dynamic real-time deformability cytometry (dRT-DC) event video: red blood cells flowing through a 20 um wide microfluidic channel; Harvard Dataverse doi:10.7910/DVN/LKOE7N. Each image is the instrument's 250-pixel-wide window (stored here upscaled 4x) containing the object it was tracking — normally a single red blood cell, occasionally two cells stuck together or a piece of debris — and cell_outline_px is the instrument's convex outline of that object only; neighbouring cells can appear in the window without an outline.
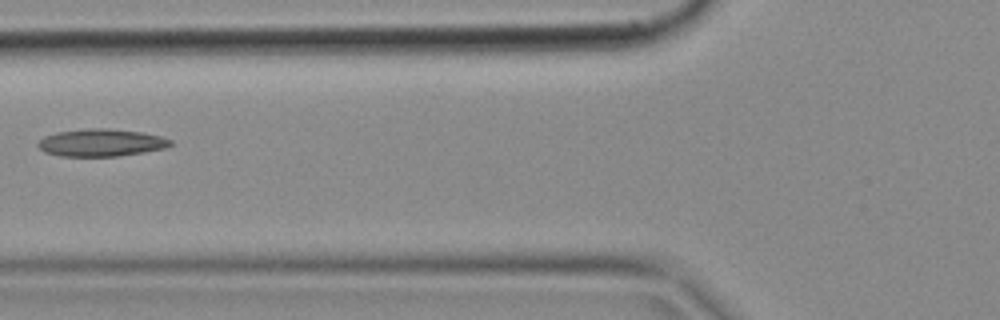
{"species": "common noctule bat (a hibernating species)", "species_latin": "Nyctalus noctula", "temperature_condition": "cold", "stored_images_in_passage": 4, "camera_frame_rate_fps": 3000, "um_per_image_px": 0.085, "animal": {"sex": "female", "body_mass_g": 18.4}, "frame": {"image": 1, "passage_image": 3, "time_ms": 0.667, "image_size_px": [1000, 320], "cell_outline_px": [[172, 144], [164, 148], [144, 152], [120, 156], [60, 156], [44, 152], [36, 144], [44, 136], [56, 132], [84, 128], [108, 128], [140, 132], [160, 136], [172, 140]], "centroid_in_image_um": [8.57, 12.12], "position_along_channel_um": 117.2, "area_um2": 21.21}}
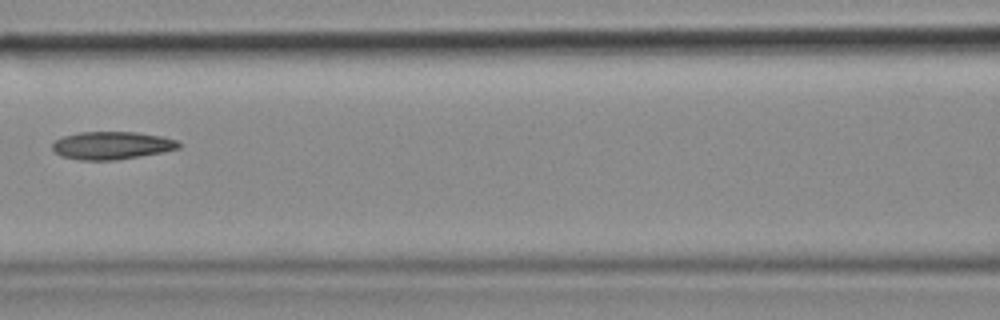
{"frame": {"image": 2, "passage_image": 4, "time_ms": 1.0, "image_size_px": [1000, 320], "cell_outline_px": [[180, 148], [164, 152], [116, 160], [80, 160], [60, 156], [52, 148], [52, 144], [56, 140], [64, 136], [80, 132], [140, 132], [160, 136], [176, 140], [180, 144]], "centroid_in_image_um": [9.51, 12.36], "position_along_channel_um": 157.1, "area_um2": 20.46}}